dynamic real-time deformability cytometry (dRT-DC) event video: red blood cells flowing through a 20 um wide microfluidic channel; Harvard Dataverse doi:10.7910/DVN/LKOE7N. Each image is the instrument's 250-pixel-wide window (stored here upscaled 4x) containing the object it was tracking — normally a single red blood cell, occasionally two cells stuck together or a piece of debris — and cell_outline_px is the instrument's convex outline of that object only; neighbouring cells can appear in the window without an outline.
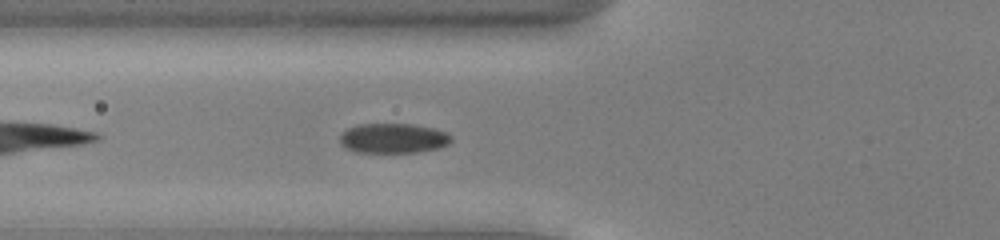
{"species": "common noctule bat (a hibernating species)", "species_latin": "Nyctalus noctula", "temperature_condition": "cold", "stored_images_in_passage": 35, "camera_frame_rate_fps": 3000, "um_per_image_px": 0.085, "animal": {"sex": "male", "body_mass_g": 13.0, "forearm_length_mm": 53.1}, "frame": {"image": 1, "passage_image": 6, "time_ms": 1.667, "image_size_px": [1000, 240], "cell_outline_px": [[452, 140], [448, 144], [436, 148], [416, 152], [356, 152], [344, 148], [340, 144], [340, 136], [348, 128], [360, 124], [412, 124], [432, 128], [444, 132], [452, 136]], "centroid_in_image_um": [33.39, 11.75], "position_along_channel_um": 92.4, "area_um2": 19.19}}
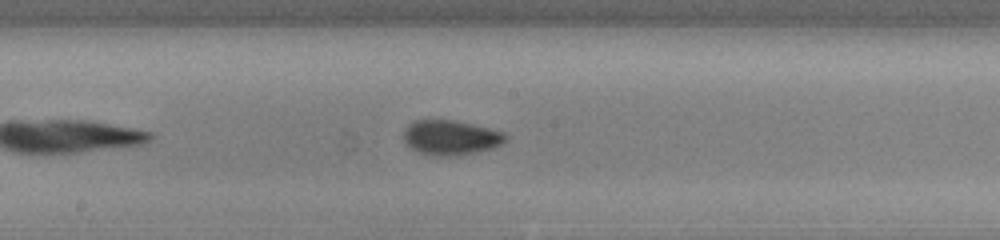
{"frame": {"image": 2, "passage_image": 15, "time_ms": 4.667, "image_size_px": [1000, 240], "cell_outline_px": [[508, 140], [492, 148], [460, 156], [432, 156], [416, 152], [404, 144], [404, 128], [408, 124], [416, 120], [452, 120], [472, 124], [504, 132], [508, 136]], "centroid_in_image_um": [38.28, 11.71], "position_along_channel_um": 209.9, "area_um2": 20.98}}
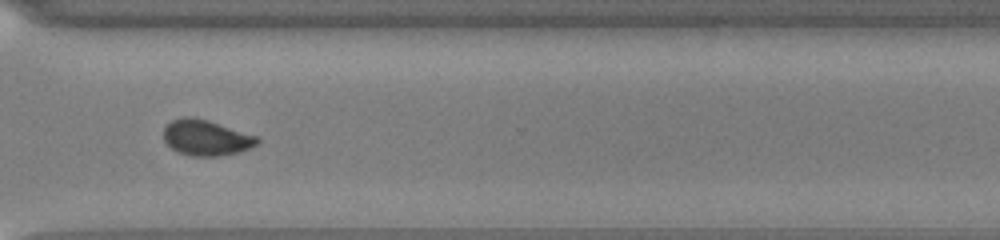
{"frame": {"image": 3, "passage_image": 26, "time_ms": 8.333, "image_size_px": [1000, 240], "cell_outline_px": [[260, 140], [256, 144], [240, 152], [220, 156], [188, 156], [172, 148], [164, 140], [164, 128], [172, 120], [184, 116], [188, 116], [208, 120], [256, 136]], "centroid_in_image_um": [17.5, 11.71], "position_along_channel_um": 353.1, "area_um2": 19.25}, "authors_computed_cell_mechanics": {"area_um2": 19.4786, "velocity_mm_per_s": 3.907, "shape_relaxation_time_tau1_ms": 4.7689, "shape_relaxation_time_tau2_ms": 1.3779, "deformation_change_tau1": 0.1271, "deformation_change_tau2": 0.0546}}